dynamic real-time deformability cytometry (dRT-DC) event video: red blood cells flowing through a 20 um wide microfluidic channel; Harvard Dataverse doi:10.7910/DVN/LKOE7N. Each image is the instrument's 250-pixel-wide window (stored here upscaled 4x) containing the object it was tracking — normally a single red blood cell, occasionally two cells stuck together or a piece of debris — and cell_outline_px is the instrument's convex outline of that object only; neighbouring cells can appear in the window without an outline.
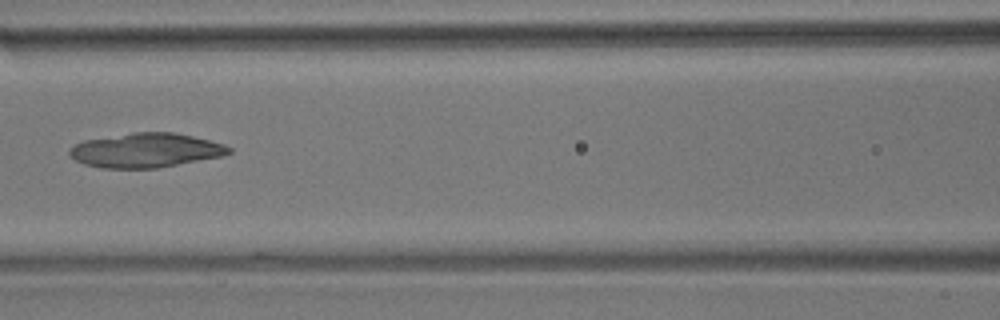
{"species": "common noctule bat (a hibernating species)", "species_latin": "Nyctalus noctula", "temperature_condition": "room temperature", "stored_images_in_passage": 10, "camera_frame_rate_fps": 3000, "um_per_image_px": 0.085, "animal": {"sex": "male", "body_mass_g": 17.9}, "frame": {"image": 1, "passage_image": 7, "time_ms": 7.0, "image_size_px": [1000, 320], "cell_outline_px": [[232, 152], [220, 156], [156, 168], [100, 168], [84, 164], [76, 160], [68, 152], [76, 144], [84, 140], [132, 132], [172, 132], [192, 136], [224, 144], [232, 148]], "centroid_in_image_um": [12.38, 12.77], "position_along_channel_um": 154.2, "area_um2": 31.56}}
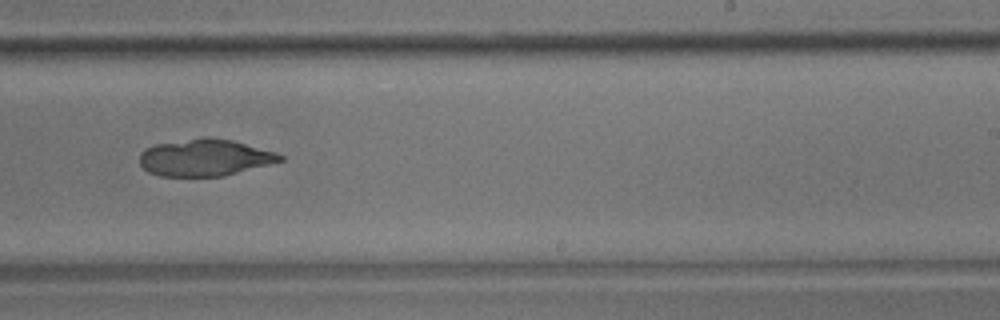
{"frame": {"image": 2, "passage_image": 10, "time_ms": 10.333, "image_size_px": [1000, 320], "cell_outline_px": [[284, 160], [224, 176], [160, 176], [148, 172], [140, 164], [140, 152], [144, 148], [156, 144], [204, 136], [208, 136], [232, 140], [276, 152], [284, 156]], "centroid_in_image_um": [17.39, 13.39], "position_along_channel_um": 271.6, "area_um2": 30.29}}